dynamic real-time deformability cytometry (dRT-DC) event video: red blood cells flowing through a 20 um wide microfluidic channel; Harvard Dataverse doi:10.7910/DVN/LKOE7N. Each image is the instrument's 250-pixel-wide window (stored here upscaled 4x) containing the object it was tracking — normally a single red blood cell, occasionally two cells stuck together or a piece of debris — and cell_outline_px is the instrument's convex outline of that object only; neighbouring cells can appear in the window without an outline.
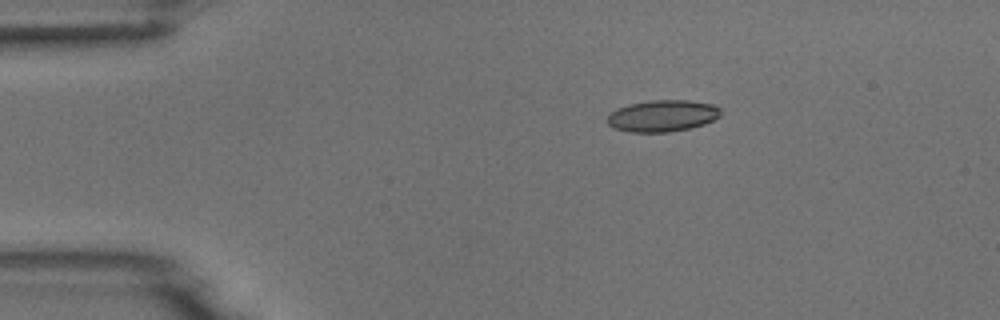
{"species": "common noctule bat (a hibernating species)", "species_latin": "Nyctalus noctula", "temperature_condition": "room temperature", "stored_images_in_passage": 5, "camera_frame_rate_fps": 3000, "um_per_image_px": 0.085, "animal": {"sex": "male", "body_mass_g": 18.8}, "frame": {"image": 1, "passage_image": 5, "time_ms": 5.667, "image_size_px": [1000, 320], "cell_outline_px": [[720, 116], [704, 124], [688, 128], [668, 132], [628, 132], [612, 128], [608, 124], [608, 116], [616, 108], [628, 104], [648, 100], [688, 100], [712, 104], [720, 108]], "centroid_in_image_um": [56.28, 9.84], "position_along_channel_um": 28.7, "area_um2": 20.92}}